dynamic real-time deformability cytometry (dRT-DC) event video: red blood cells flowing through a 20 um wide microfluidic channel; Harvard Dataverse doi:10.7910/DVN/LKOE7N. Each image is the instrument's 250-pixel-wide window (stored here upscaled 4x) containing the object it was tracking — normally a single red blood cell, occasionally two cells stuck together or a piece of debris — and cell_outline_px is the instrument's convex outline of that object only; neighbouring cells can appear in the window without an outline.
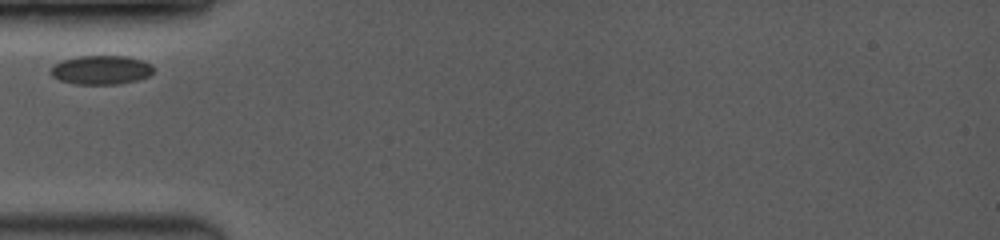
{"species": "common noctule bat (a hibernating species)", "species_latin": "Nyctalus noctula", "temperature_condition": "room temperature", "stored_images_in_passage": 3, "camera_frame_rate_fps": 3500, "um_per_image_px": 0.085, "animal": {"sex": "female", "body_mass_g": 19.0, "forearm_length_mm": 53.3}, "frame": {"image": 1, "passage_image": 1, "time_ms": 0.0, "image_size_px": [1000, 240], "cell_outline_px": [[156, 68], [148, 76], [136, 80], [120, 84], [76, 84], [60, 80], [52, 76], [48, 72], [56, 64], [64, 60], [80, 56], [128, 56], [144, 60], [152, 64]], "centroid_in_image_um": [8.64, 5.94], "position_along_channel_um": 76.4, "area_um2": 17.4}}
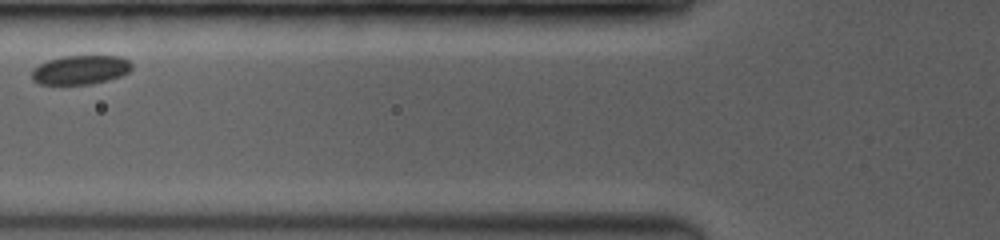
{"frame": {"image": 2, "passage_image": 2, "time_ms": 1.143, "image_size_px": [1000, 240], "cell_outline_px": [[132, 68], [128, 72], [120, 76], [108, 80], [88, 84], [40, 84], [32, 80], [32, 68], [48, 60], [60, 56], [120, 56], [128, 60], [132, 64]], "centroid_in_image_um": [6.82, 5.93], "position_along_channel_um": 119.0, "area_um2": 16.94}}
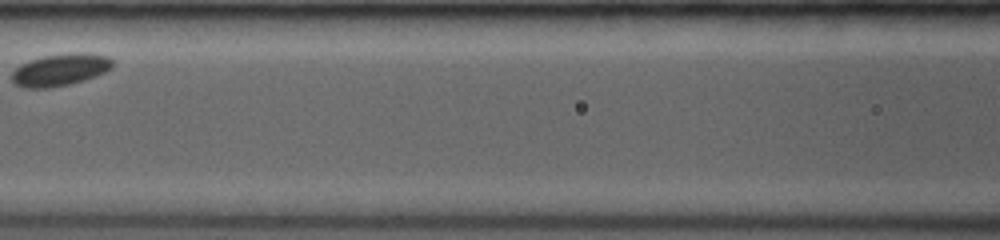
{"frame": {"image": 3, "passage_image": 3, "time_ms": 2.286, "image_size_px": [1000, 240], "cell_outline_px": [[112, 68], [96, 76], [84, 80], [68, 84], [48, 88], [24, 88], [12, 84], [12, 72], [20, 64], [28, 60], [44, 56], [80, 52], [108, 56], [112, 60]], "centroid_in_image_um": [5.08, 5.94], "position_along_channel_um": 161.5, "area_um2": 18.84}}